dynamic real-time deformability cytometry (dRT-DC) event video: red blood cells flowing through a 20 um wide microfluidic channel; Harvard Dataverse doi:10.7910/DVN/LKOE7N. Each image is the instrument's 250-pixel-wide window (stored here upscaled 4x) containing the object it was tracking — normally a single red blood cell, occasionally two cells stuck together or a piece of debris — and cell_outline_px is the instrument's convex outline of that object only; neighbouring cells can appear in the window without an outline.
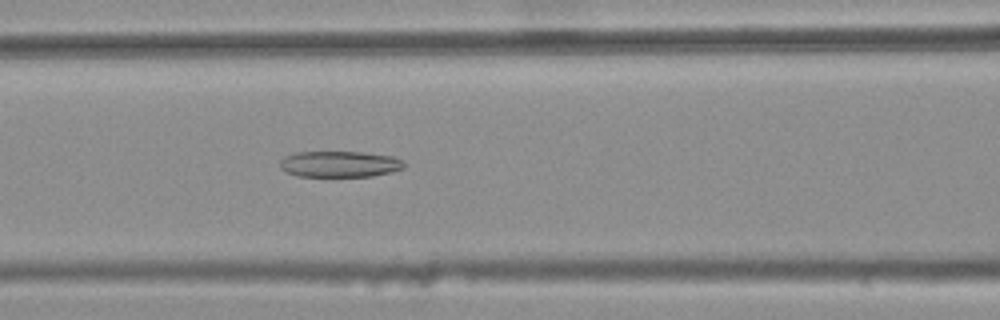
{"species": "common noctule bat (a hibernating species)", "species_latin": "Nyctalus noctula", "temperature_condition": "warm", "stored_images_in_passage": 39, "camera_frame_rate_fps": 3000, "um_per_image_px": 0.085, "animal": {"sex": "female", "body_mass_g": 25.1}, "frame": {"image": 1, "passage_image": 20, "time_ms": 6.333, "image_size_px": [1000, 320], "cell_outline_px": [[404, 168], [372, 176], [296, 176], [280, 168], [280, 160], [284, 156], [296, 152], [360, 152], [392, 156], [400, 160], [404, 164]], "centroid_in_image_um": [28.82, 13.94], "position_along_channel_um": 137.8, "area_um2": 18.67}}
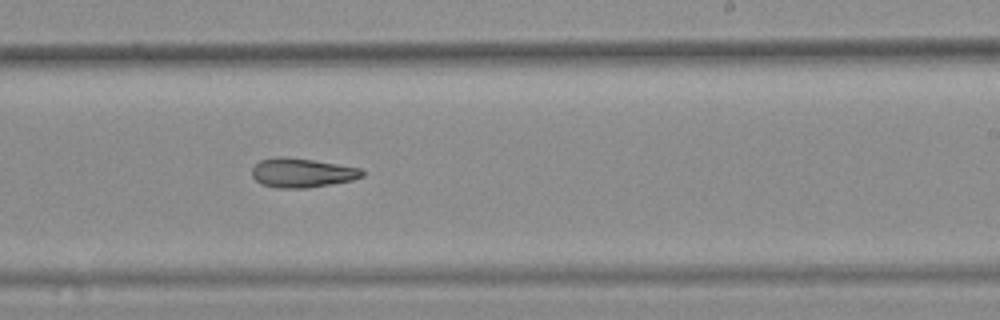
{"frame": {"image": 2, "passage_image": 30, "time_ms": 9.667, "image_size_px": [1000, 320], "cell_outline_px": [[364, 176], [352, 180], [308, 188], [276, 188], [260, 184], [252, 176], [252, 168], [260, 160], [276, 156], [284, 156], [312, 160], [360, 168], [364, 172]], "centroid_in_image_um": [25.63, 14.69], "position_along_channel_um": 263.4, "area_um2": 18.79}}
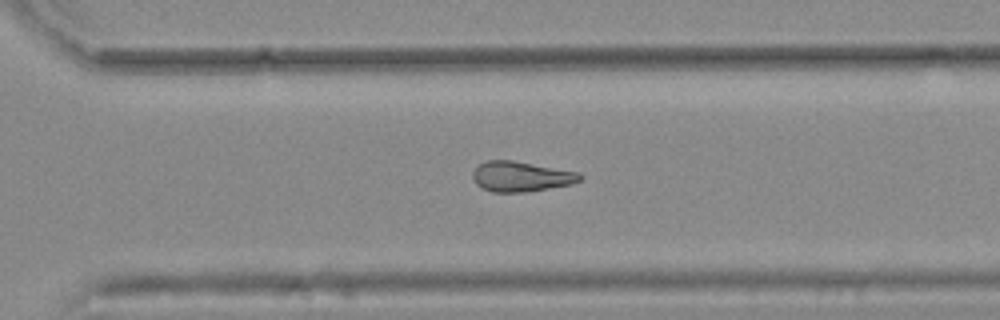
{"frame": {"image": 3, "passage_image": 35, "time_ms": 11.333, "image_size_px": [1000, 320], "cell_outline_px": [[584, 176], [580, 180], [572, 184], [528, 192], [492, 192], [476, 184], [472, 176], [472, 172], [480, 164], [488, 160], [512, 160], [576, 172]], "centroid_in_image_um": [44.27, 15.01], "position_along_channel_um": 326.3, "area_um2": 18.67}}